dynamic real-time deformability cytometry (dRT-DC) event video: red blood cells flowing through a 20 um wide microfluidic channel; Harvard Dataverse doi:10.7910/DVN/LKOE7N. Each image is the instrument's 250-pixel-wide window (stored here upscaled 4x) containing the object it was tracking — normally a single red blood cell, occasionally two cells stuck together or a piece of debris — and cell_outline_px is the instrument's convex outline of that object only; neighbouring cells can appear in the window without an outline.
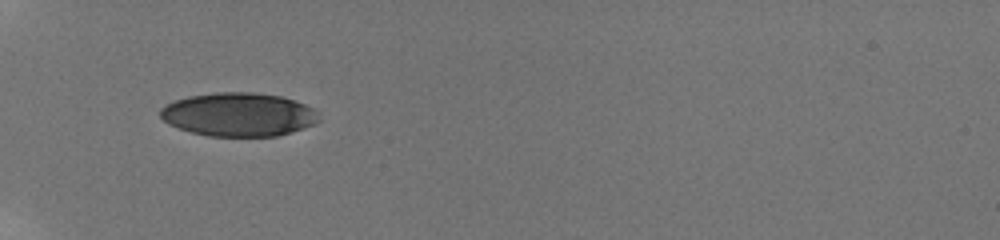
{"species": "human", "species_latin": "Homo sapiens", "temperature_condition": "room temperature", "stored_images_in_passage": 7, "camera_frame_rate_fps": 3000, "um_per_image_px": 0.085, "donor": {"sex": "male"}, "frame": {"image": 1, "passage_image": 1, "time_ms": 0.0, "image_size_px": [1000, 240], "cell_outline_px": [[320, 120], [304, 128], [292, 132], [276, 136], [208, 136], [192, 132], [168, 124], [160, 116], [160, 108], [164, 104], [188, 96], [216, 92], [252, 92], [280, 96], [304, 104], [320, 112]], "centroid_in_image_um": [20.28, 9.73], "position_along_channel_um": 64.7, "area_um2": 40.34}}